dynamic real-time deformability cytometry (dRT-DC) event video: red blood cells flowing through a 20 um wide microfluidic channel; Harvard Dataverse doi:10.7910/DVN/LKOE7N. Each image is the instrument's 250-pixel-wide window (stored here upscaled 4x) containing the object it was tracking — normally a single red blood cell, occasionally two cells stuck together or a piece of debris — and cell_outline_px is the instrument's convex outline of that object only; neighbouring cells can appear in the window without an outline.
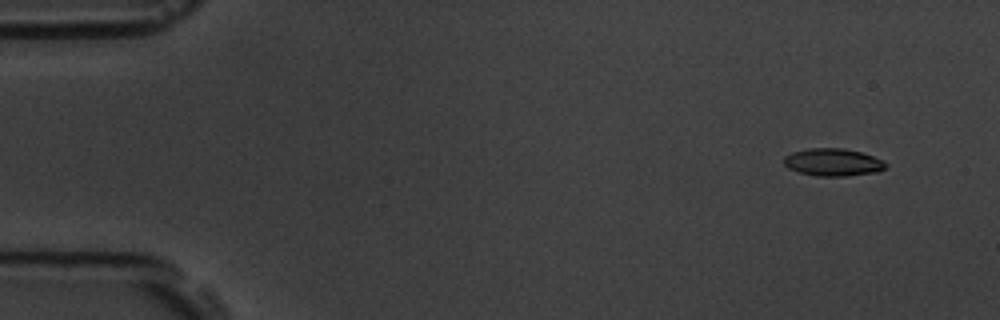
{"species": "common noctule bat (a hibernating species)", "species_latin": "Nyctalus noctula", "temperature_condition": "room temperature", "stored_images_in_passage": 17, "camera_frame_rate_fps": 3000, "um_per_image_px": 0.085, "animal": {"sex": "male", "body_mass_g": 19.5, "forearm_length_mm": 54.6}, "frame": {"image": 1, "passage_image": 2, "time_ms": 1.0, "image_size_px": [1000, 320], "cell_outline_px": [[888, 164], [884, 168], [876, 172], [848, 176], [816, 176], [800, 172], [788, 168], [784, 164], [784, 156], [792, 152], [808, 148], [844, 148], [860, 152], [884, 160]], "centroid_in_image_um": [70.8, 13.79], "position_along_channel_um": 14.2, "area_um2": 16.36}}
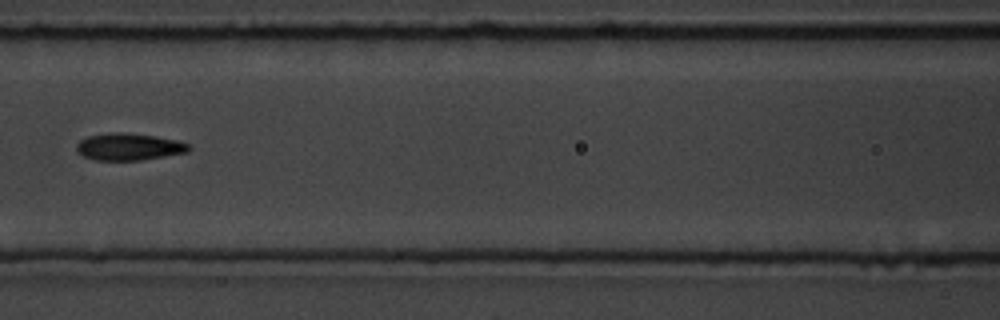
{"frame": {"image": 2, "passage_image": 8, "time_ms": 8.0, "image_size_px": [1000, 320], "cell_outline_px": [[192, 148], [188, 152], [140, 160], [96, 160], [84, 156], [76, 152], [76, 144], [80, 140], [88, 136], [112, 132], [124, 132], [156, 136], [176, 140], [188, 144]], "centroid_in_image_um": [10.94, 12.47], "position_along_channel_um": 155.7, "area_um2": 17.69}}
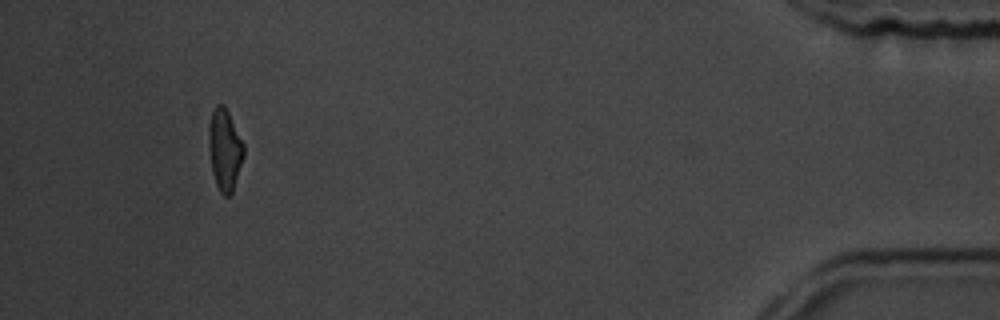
{"frame": {"image": 3, "passage_image": 16, "time_ms": 17.0, "image_size_px": [1000, 320], "cell_outline_px": [[244, 156], [232, 192], [228, 196], [224, 196], [220, 192], [216, 184], [212, 172], [208, 140], [208, 132], [212, 112], [216, 104], [224, 104], [244, 144]], "centroid_in_image_um": [19.1, 12.72], "position_along_channel_um": 416.1, "area_um2": 16.47}, "authors_computed_cell_mechanics": {"area_um2": 16.6464, "velocity_mm_per_s": 3.6558, "shape_relaxation_time_tau1_ms": 1.4234, "shape_relaxation_time_tau2_ms": null, "deformation_change_tau1": 0.0815, "deformation_change_tau2": null}}